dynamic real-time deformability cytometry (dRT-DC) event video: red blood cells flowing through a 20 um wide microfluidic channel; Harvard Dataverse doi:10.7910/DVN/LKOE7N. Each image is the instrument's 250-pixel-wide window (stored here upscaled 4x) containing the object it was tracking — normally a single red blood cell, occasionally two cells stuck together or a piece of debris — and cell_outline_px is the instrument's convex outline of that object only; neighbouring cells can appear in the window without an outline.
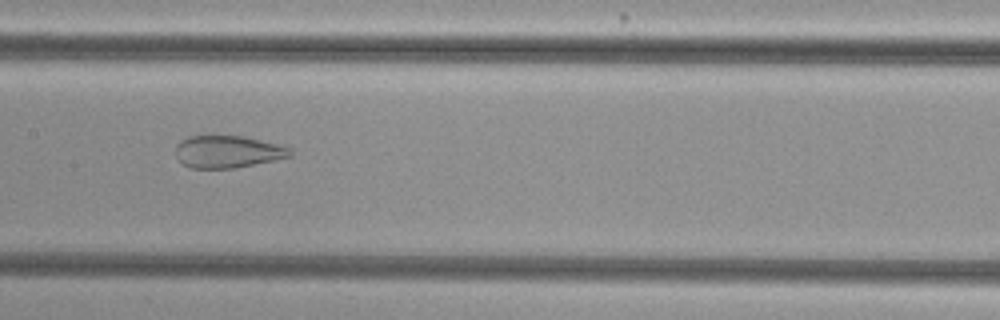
{"species": "common noctule bat (a hibernating species)", "species_latin": "Nyctalus noctula", "temperature_condition": "cold", "stored_images_in_passage": 39, "camera_frame_rate_fps": 3000, "um_per_image_px": 0.085, "animal": {"sex": "female", "body_mass_g": 29.2, "forearm_length_mm": 56.3}, "frame": {"image": 1, "passage_image": 13, "time_ms": 4.0, "image_size_px": [1000, 320], "cell_outline_px": [[292, 156], [236, 168], [192, 168], [184, 164], [176, 156], [176, 144], [180, 140], [188, 136], [244, 136], [292, 148]], "centroid_in_image_um": [19.35, 12.89], "position_along_channel_um": 188.1, "area_um2": 21.44}}
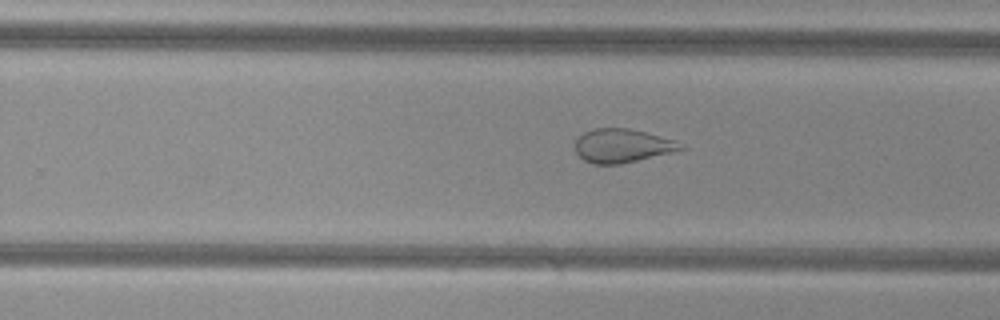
{"frame": {"image": 2, "passage_image": 20, "time_ms": 6.333, "image_size_px": [1000, 320], "cell_outline_px": [[688, 148], [676, 152], [620, 164], [592, 164], [584, 160], [576, 152], [576, 140], [584, 132], [592, 128], [628, 128], [676, 140], [684, 144]], "centroid_in_image_um": [52.95, 12.39], "position_along_channel_um": 276.8, "area_um2": 20.92}}
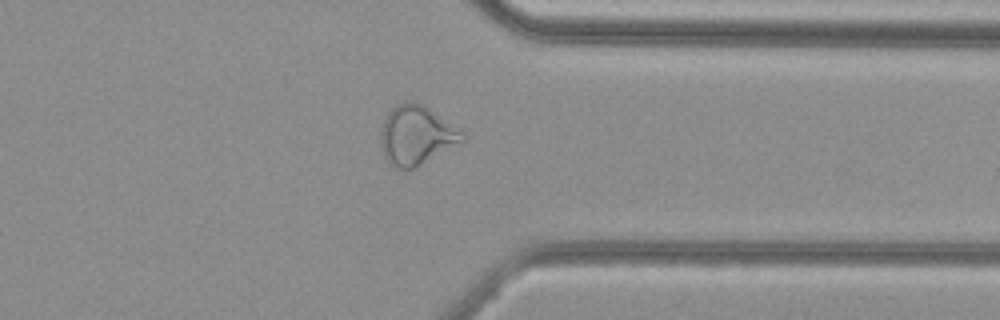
{"frame": {"image": 3, "passage_image": 28, "time_ms": 9.0, "image_size_px": [1000, 320], "cell_outline_px": [[468, 140], [412, 168], [396, 168], [388, 164], [384, 156], [380, 144], [380, 132], [384, 120], [388, 112], [396, 104], [404, 100], [416, 100], [464, 132], [468, 136]], "centroid_in_image_um": [35.39, 11.47], "position_along_channel_um": 376.0, "area_um2": 28.38}, "authors_computed_cell_mechanics": {"area_um2": 26.877, "velocity_mm_per_s": 3.8169, "shape_relaxation_time_tau1_ms": null, "shape_relaxation_time_tau2_ms": 1.1469, "deformation_change_tau1": null, "deformation_change_tau2": 0.0897}}